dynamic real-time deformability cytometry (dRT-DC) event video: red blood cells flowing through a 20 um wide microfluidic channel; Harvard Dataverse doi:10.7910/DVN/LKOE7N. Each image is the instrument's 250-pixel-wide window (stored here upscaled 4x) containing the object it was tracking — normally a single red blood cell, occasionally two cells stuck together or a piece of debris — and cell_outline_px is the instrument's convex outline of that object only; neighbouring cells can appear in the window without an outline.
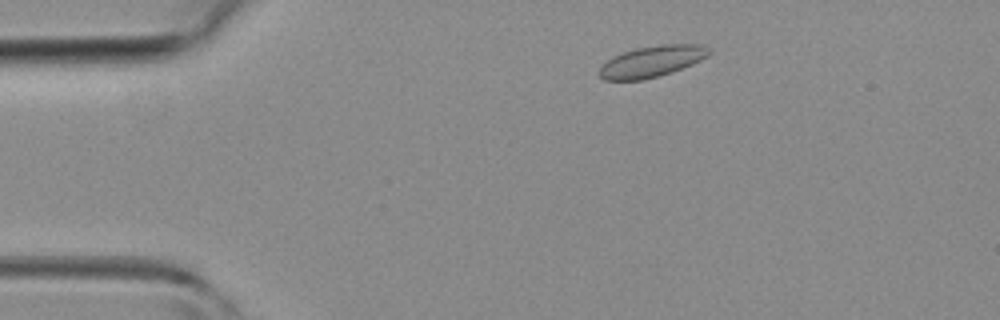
{"species": "common noctule bat (a hibernating species)", "species_latin": "Nyctalus noctula", "temperature_condition": "room temperature", "stored_images_in_passage": 38, "camera_frame_rate_fps": 3000, "um_per_image_px": 0.085, "animal": {"sex": "female", "body_mass_g": 19.3, "forearm_length_mm": 54.1}, "frame": {"image": 1, "passage_image": 4, "time_ms": 1.0, "image_size_px": [1000, 320], "cell_outline_px": [[712, 52], [708, 56], [692, 64], [672, 72], [640, 80], [604, 80], [600, 76], [600, 68], [612, 56], [636, 48], [660, 44], [704, 44], [712, 48]], "centroid_in_image_um": [55.47, 5.2], "position_along_channel_um": 29.5, "area_um2": 19.94}}
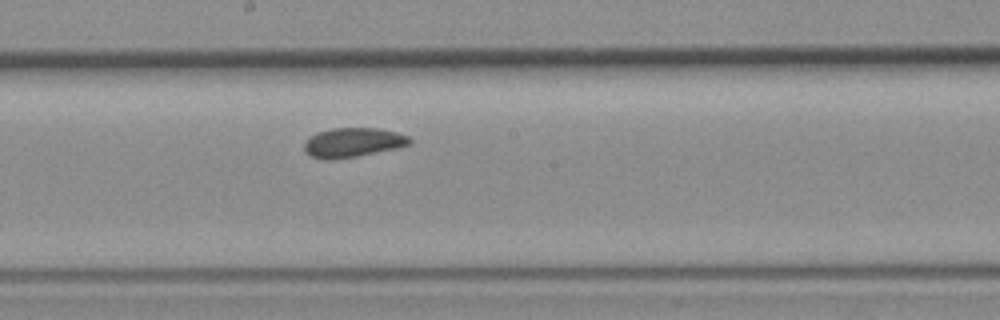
{"frame": {"image": 2, "passage_image": 19, "time_ms": 6.0, "image_size_px": [1000, 320], "cell_outline_px": [[412, 144], [396, 148], [356, 156], [332, 160], [324, 160], [312, 156], [304, 152], [304, 144], [316, 132], [332, 128], [376, 128], [396, 132], [408, 136], [412, 140]], "centroid_in_image_um": [29.99, 12.11], "position_along_channel_um": 218.2, "area_um2": 17.98}}
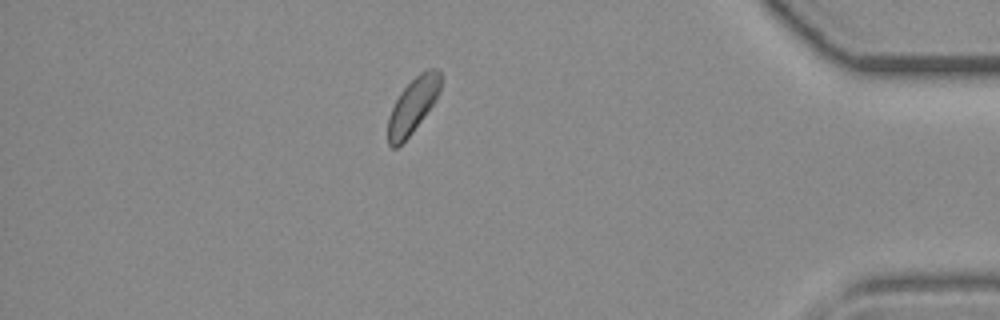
{"frame": {"image": 3, "passage_image": 33, "time_ms": 10.667, "image_size_px": [1000, 320], "cell_outline_px": [[440, 92], [436, 100], [412, 132], [396, 148], [392, 148], [388, 144], [388, 116], [400, 92], [420, 72], [428, 68], [436, 68], [440, 72]], "centroid_in_image_um": [35.09, 8.96], "position_along_channel_um": 400.1, "area_um2": 16.7}}